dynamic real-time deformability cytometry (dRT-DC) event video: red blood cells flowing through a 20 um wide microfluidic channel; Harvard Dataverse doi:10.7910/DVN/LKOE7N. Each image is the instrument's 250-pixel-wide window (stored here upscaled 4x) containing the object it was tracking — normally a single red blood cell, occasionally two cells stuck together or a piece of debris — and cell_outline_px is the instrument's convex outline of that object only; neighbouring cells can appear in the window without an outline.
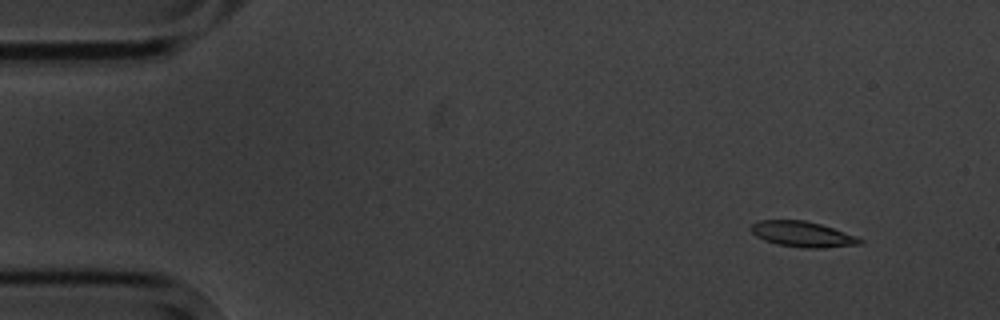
{"species": "common noctule bat (a hibernating species)", "species_latin": "Nyctalus noctula", "temperature_condition": "cold", "stored_images_in_passage": 5, "segment_of_instrument_passage": [1, 2], "camera_frame_rate_fps": 3000, "um_per_image_px": 0.085, "animal": {"sex": "male", "body_mass_g": 20.1, "forearm_length_mm": 53.5}, "frame": {"image": 1, "passage_image": 1, "time_ms": 0.0, "image_size_px": [1000, 320], "cell_outline_px": [[864, 240], [860, 244], [824, 248], [804, 248], [776, 244], [764, 240], [756, 236], [748, 228], [756, 220], [804, 220], [820, 224], [856, 236]], "centroid_in_image_um": [68.17, 19.9], "position_along_channel_um": 16.8, "area_um2": 16.24}}
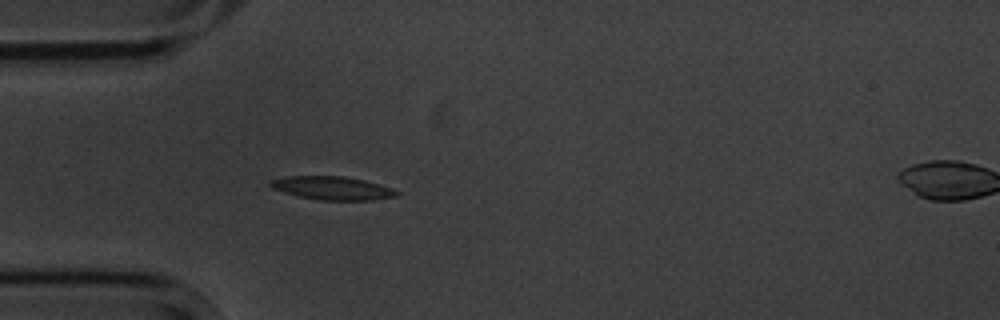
{"frame": {"image": 2, "passage_image": 4, "time_ms": 3.667, "image_size_px": [1000, 320], "cell_outline_px": [[400, 192], [396, 196], [372, 200], [320, 200], [300, 196], [284, 192], [272, 188], [268, 184], [272, 180], [288, 176], [340, 176], [364, 180], [392, 188]], "centroid_in_image_um": [28.26, 15.99], "position_along_channel_um": 56.7, "area_um2": 16.94}}